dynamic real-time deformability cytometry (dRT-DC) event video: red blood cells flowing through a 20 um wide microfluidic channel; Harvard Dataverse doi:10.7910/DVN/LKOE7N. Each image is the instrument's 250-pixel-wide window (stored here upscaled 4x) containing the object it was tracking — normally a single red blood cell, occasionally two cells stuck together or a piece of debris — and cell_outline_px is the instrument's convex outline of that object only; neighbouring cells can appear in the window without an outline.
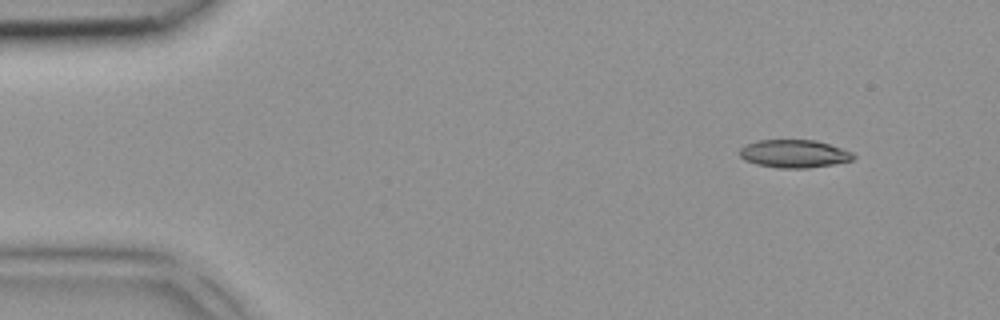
{"species": "common noctule bat (a hibernating species)", "species_latin": "Nyctalus noctula", "temperature_condition": "room temperature", "stored_images_in_passage": 2, "camera_frame_rate_fps": 3000, "um_per_image_px": 0.085, "animal": {"sex": "female", "body_mass_g": 18.4}, "frame": {"image": 1, "passage_image": 2, "time_ms": 0.333, "image_size_px": [1000, 320], "cell_outline_px": [[856, 156], [852, 160], [832, 164], [808, 168], [780, 168], [756, 164], [744, 160], [740, 156], [740, 148], [744, 144], [756, 140], [816, 140], [852, 152]], "centroid_in_image_um": [67.46, 13.06], "position_along_channel_um": 17.5, "area_um2": 18.5}}